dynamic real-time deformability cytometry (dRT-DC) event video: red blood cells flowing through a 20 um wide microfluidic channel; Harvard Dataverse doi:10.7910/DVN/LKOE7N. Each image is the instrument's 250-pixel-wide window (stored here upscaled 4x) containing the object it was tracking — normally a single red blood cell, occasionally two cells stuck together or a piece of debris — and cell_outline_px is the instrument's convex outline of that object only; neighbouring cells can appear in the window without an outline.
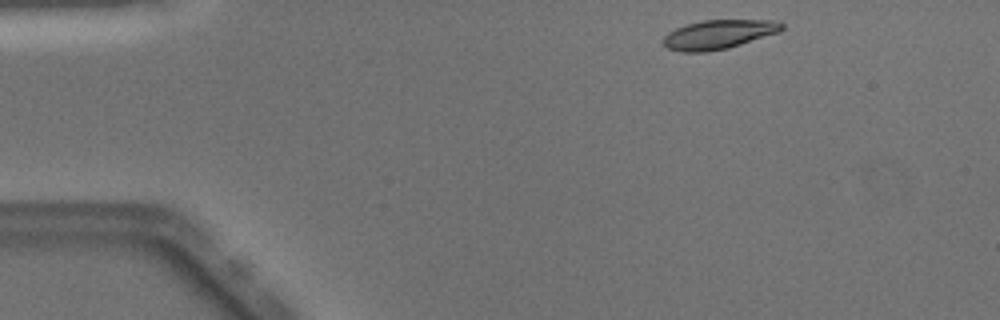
{"species": "Egyptian fruit bat (a non-hibernating species)", "species_latin": "Rousettus aegyptiacus", "temperature_condition": "warm", "stored_images_in_passage": 43, "camera_frame_rate_fps": 3000, "um_per_image_px": 0.085, "animal": {"sex": "male"}, "frame": {"image": 1, "passage_image": 1, "time_ms": 0.0, "image_size_px": [1000, 320], "cell_outline_px": [[784, 28], [780, 32], [728, 48], [708, 52], [680, 52], [668, 48], [664, 44], [664, 36], [668, 32], [676, 28], [688, 24], [704, 20], [776, 20], [784, 24]], "centroid_in_image_um": [61.11, 2.93], "position_along_channel_um": 23.9, "area_um2": 20.11}}
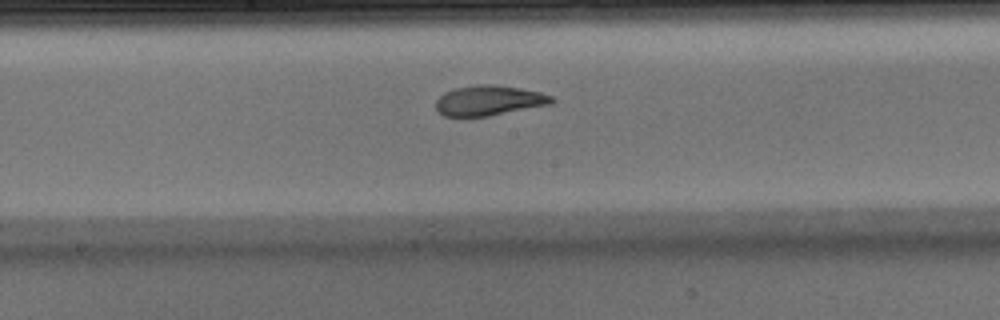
{"frame": {"image": 2, "passage_image": 20, "time_ms": 6.333, "image_size_px": [1000, 320], "cell_outline_px": [[556, 100], [552, 104], [488, 116], [464, 120], [444, 116], [436, 108], [436, 100], [444, 92], [456, 88], [480, 84], [492, 84], [520, 88], [540, 92], [552, 96]], "centroid_in_image_um": [41.53, 8.58], "position_along_channel_um": 206.7, "area_um2": 20.87}}
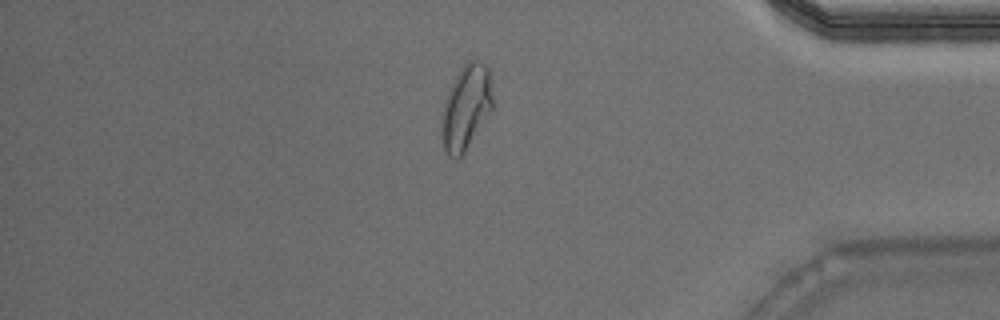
{"frame": {"image": 3, "passage_image": 36, "time_ms": 11.667, "image_size_px": [1000, 320], "cell_outline_px": [[492, 112], [464, 156], [448, 156], [444, 148], [440, 120], [440, 112], [448, 92], [460, 68], [472, 56], [488, 64], [492, 72]], "centroid_in_image_um": [39.66, 9.08], "position_along_channel_um": 395.5, "area_um2": 26.3}, "authors_computed_cell_mechanics": {"area_um2": 20.9236, "velocity_mm_per_s": 4.0611, "shape_relaxation_time_tau1_ms": 6.4585, "shape_relaxation_time_tau2_ms": 1.3575, "deformation_change_tau1": 0.1995, "deformation_change_tau2": 0.0685}}